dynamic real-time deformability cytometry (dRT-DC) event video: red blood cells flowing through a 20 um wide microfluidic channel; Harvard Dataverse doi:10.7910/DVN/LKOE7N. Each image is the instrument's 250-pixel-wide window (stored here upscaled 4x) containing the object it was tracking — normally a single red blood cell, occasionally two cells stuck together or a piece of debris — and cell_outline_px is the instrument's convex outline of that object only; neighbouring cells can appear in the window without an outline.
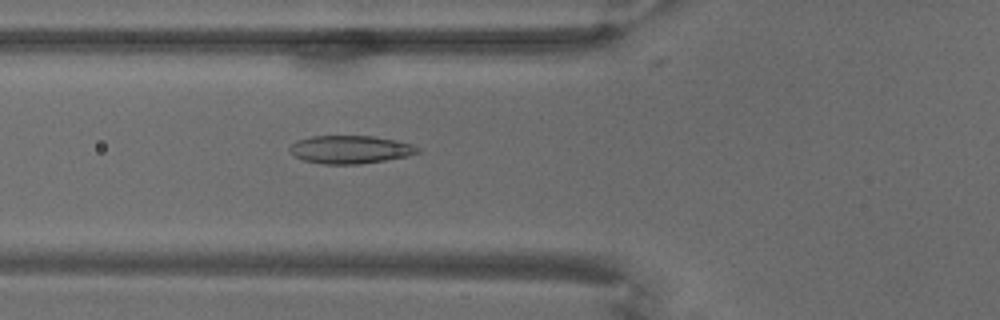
{"species": "common noctule bat (a hibernating species)", "species_latin": "Nyctalus noctula", "temperature_condition": "warm", "stored_images_in_passage": 70, "camera_frame_rate_fps": 3000, "um_per_image_px": 0.085, "animal": {"sex": "male", "body_mass_g": 18.8}, "frame": {"image": 1, "passage_image": 27, "time_ms": 8.667, "image_size_px": [1000, 320], "cell_outline_px": [[420, 152], [408, 156], [360, 164], [324, 164], [304, 160], [296, 156], [288, 148], [296, 140], [312, 136], [372, 136], [396, 140], [412, 144], [420, 148]], "centroid_in_image_um": [29.79, 12.7], "position_along_channel_um": 96.0, "area_um2": 20.81}}
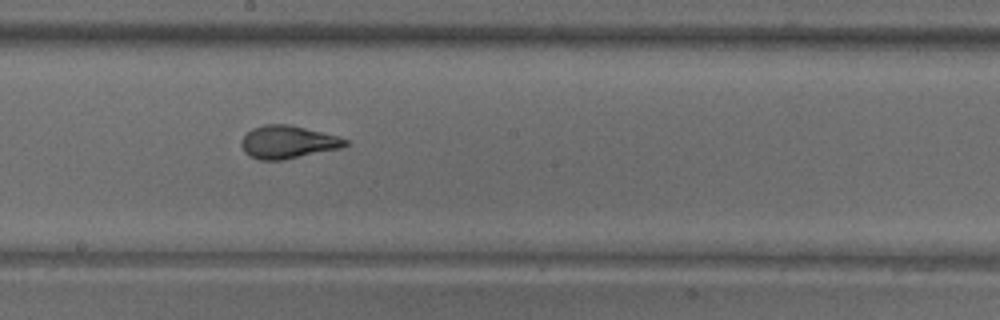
{"frame": {"image": 2, "passage_image": 40, "time_ms": 13.0, "image_size_px": [1000, 320], "cell_outline_px": [[352, 144], [340, 148], [284, 160], [260, 160], [244, 152], [240, 144], [240, 140], [252, 128], [264, 124], [288, 124], [336, 136], [348, 140]], "centroid_in_image_um": [24.45, 12.08], "position_along_channel_um": 223.7, "area_um2": 19.83}}
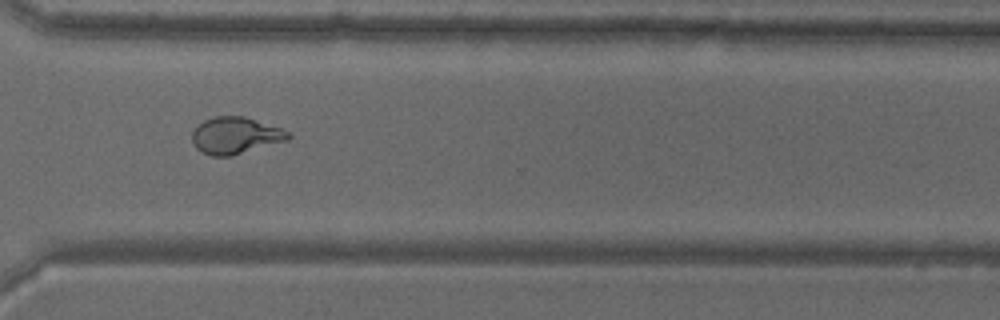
{"frame": {"image": 3, "passage_image": 53, "time_ms": 17.333, "image_size_px": [1000, 320], "cell_outline_px": [[292, 136], [288, 140], [232, 156], [212, 156], [200, 152], [192, 144], [192, 132], [204, 120], [216, 116], [244, 116], [280, 128], [288, 132]], "centroid_in_image_um": [19.99, 11.53], "position_along_channel_um": 350.6, "area_um2": 20.58}}